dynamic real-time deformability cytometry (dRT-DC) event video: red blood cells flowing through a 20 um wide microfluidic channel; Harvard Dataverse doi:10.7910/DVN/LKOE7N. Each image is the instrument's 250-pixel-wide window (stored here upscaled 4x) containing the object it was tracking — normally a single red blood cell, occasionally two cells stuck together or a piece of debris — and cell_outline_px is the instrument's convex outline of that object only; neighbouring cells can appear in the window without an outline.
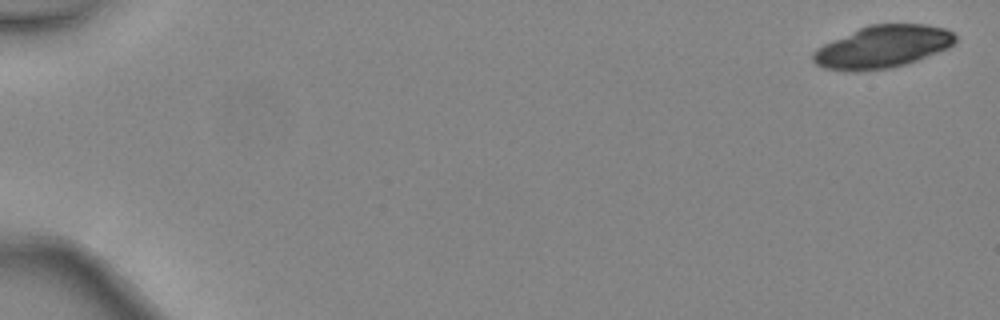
{"species": "common noctule bat (a hibernating species)", "species_latin": "Nyctalus noctula", "temperature_condition": "warm", "stored_images_in_passage": 3, "camera_frame_rate_fps": 3000, "um_per_image_px": 0.085, "animal": {"sex": "female", "body_mass_g": 24.6, "forearm_length_mm": 56.2}, "frame": {"image": 1, "passage_image": 1, "time_ms": 0.0, "image_size_px": [1000, 320], "cell_outline_px": [[956, 40], [948, 48], [916, 60], [904, 64], [888, 68], [824, 68], [816, 64], [812, 60], [812, 52], [816, 48], [824, 44], [868, 24], [924, 24], [944, 28], [952, 32], [956, 36]], "centroid_in_image_um": [75.05, 3.92], "position_along_channel_um": 9.9, "area_um2": 33.99}}